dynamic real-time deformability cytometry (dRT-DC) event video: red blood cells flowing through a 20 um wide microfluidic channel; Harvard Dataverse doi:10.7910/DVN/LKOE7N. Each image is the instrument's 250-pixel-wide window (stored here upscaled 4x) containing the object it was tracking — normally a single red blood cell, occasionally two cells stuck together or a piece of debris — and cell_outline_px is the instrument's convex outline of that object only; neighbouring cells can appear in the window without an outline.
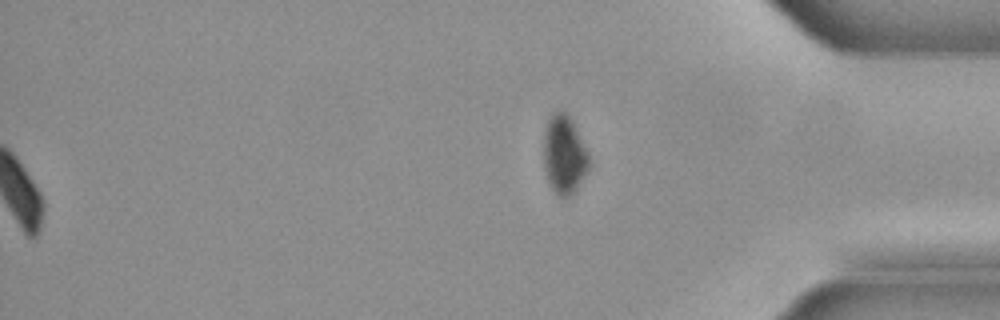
{"species": "common noctule bat (a hibernating species)", "species_latin": "Nyctalus noctula", "temperature_condition": "cold", "stored_images_in_passage": 47, "segment_of_instrument_passage": [2, 2], "camera_frame_rate_fps": 3000, "um_per_image_px": 0.085, "animal": {"sex": "male", "body_mass_g": 21.5, "forearm_length_mm": 52.0}, "frame": {"image": 1, "passage_image": 47, "time_ms": 15.333, "image_size_px": [1000, 320], "cell_outline_px": [[592, 164], [576, 188], [564, 200], [556, 196], [548, 184], [544, 164], [544, 128], [552, 112], [560, 108], [572, 120], [588, 152]], "centroid_in_image_um": [47.95, 13.16], "position_along_channel_um": 387.3, "area_um2": 21.15}}